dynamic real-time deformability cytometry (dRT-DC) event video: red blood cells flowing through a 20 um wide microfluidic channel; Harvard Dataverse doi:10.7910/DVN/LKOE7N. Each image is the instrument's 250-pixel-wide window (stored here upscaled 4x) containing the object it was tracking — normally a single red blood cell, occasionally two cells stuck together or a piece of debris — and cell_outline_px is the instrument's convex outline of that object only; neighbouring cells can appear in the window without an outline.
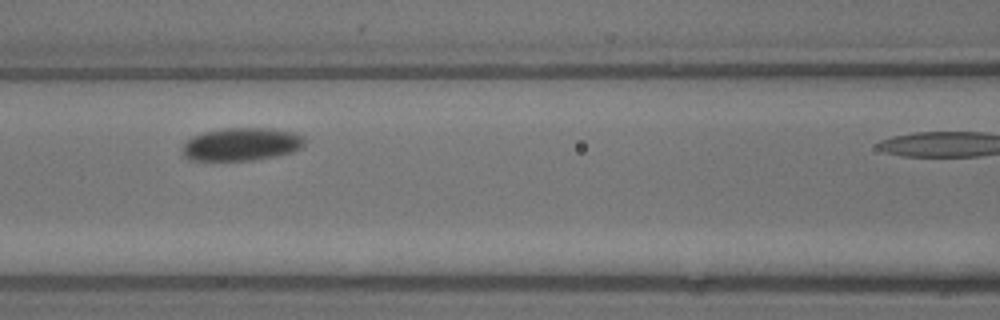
{"species": "common noctule bat (a hibernating species)", "species_latin": "Nyctalus noctula", "temperature_condition": "warm", "stored_images_in_passage": 9, "segment_of_instrument_passage": [1, 2], "camera_frame_rate_fps": 3000, "um_per_image_px": 0.085, "animal": {"sex": "male", "body_mass_g": 13.3}, "frame": {"image": 1, "passage_image": 7, "time_ms": 2.0, "image_size_px": [1000, 320], "cell_outline_px": [[304, 144], [300, 148], [292, 152], [276, 156], [252, 160], [188, 160], [180, 152], [184, 144], [192, 136], [204, 132], [224, 128], [272, 128], [292, 132], [304, 136]], "centroid_in_image_um": [20.51, 12.26], "position_along_channel_um": 146.1, "area_um2": 23.52}}
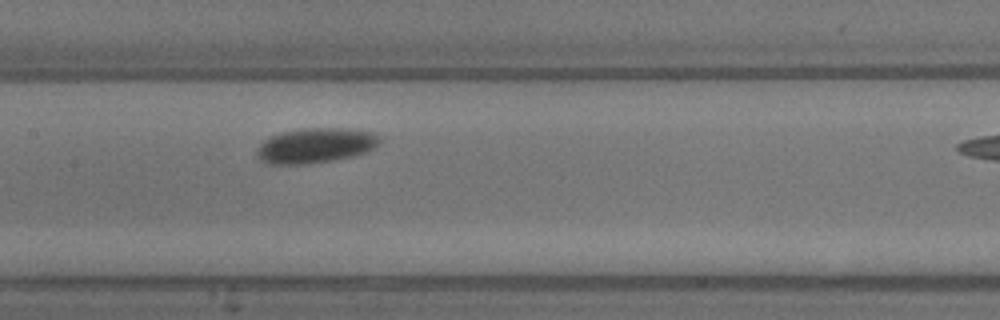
{"frame": {"image": 2, "passage_image": 8, "time_ms": 2.333, "image_size_px": [1000, 320], "cell_outline_px": [[380, 144], [368, 152], [352, 156], [332, 160], [308, 164], [268, 164], [260, 160], [256, 156], [256, 152], [260, 144], [264, 140], [280, 132], [304, 128], [348, 128], [372, 132], [380, 136]], "centroid_in_image_um": [26.83, 12.36], "position_along_channel_um": 180.6, "area_um2": 25.26}}